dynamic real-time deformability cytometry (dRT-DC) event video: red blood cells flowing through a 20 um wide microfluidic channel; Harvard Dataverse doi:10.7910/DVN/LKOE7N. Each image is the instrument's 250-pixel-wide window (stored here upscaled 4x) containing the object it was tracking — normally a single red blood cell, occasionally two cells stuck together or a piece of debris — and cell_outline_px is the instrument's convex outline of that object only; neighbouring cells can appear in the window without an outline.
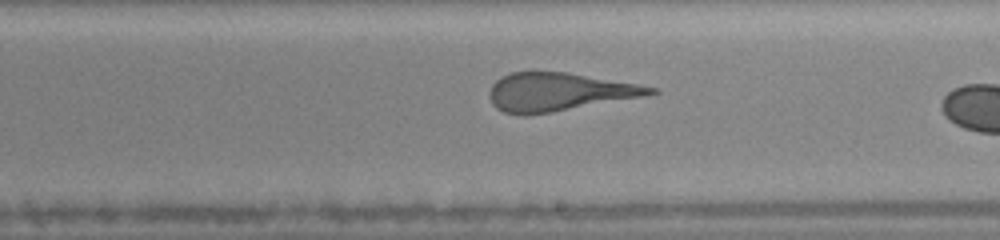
{"species": "human", "species_latin": "Homo sapiens", "temperature_condition": "warm", "stored_images_in_passage": 36, "camera_frame_rate_fps": 3000, "um_per_image_px": 0.085, "donor": {"sex": "female"}, "frame": {"image": 1, "passage_image": 26, "time_ms": 8.333, "image_size_px": [1000, 240], "cell_outline_px": [[660, 92], [644, 96], [552, 112], [524, 116], [504, 112], [496, 108], [492, 104], [488, 96], [488, 92], [492, 84], [500, 76], [512, 72], [564, 72], [640, 84], [656, 88]], "centroid_in_image_um": [47.45, 7.82], "position_along_channel_um": 241.5, "area_um2": 35.84}}